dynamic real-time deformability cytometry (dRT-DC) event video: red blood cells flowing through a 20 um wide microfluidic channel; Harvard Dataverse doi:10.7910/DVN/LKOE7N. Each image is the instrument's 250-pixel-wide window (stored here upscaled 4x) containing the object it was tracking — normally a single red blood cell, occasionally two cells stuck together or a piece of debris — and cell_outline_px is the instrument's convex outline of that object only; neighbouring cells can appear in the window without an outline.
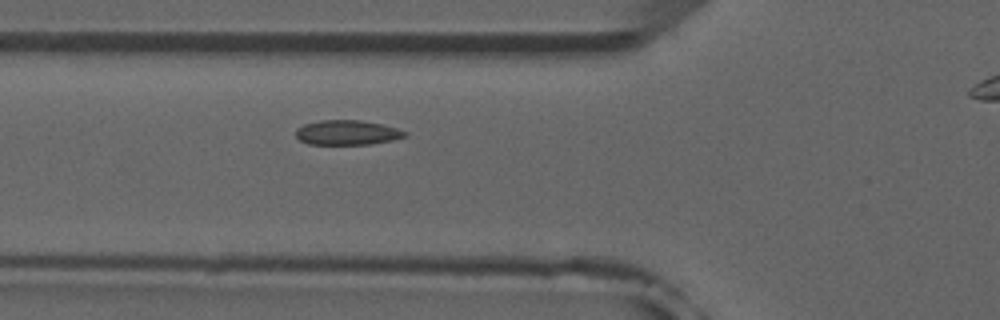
{"species": "common noctule bat (a hibernating species)", "species_latin": "Nyctalus noctula", "temperature_condition": "room temperature", "stored_images_in_passage": 5, "camera_frame_rate_fps": 3000, "um_per_image_px": 0.085, "animal": {"sex": "male", "forearm_length_mm": 52.5}, "frame": {"image": 1, "passage_image": 4, "time_ms": 3.333, "image_size_px": [1000, 320], "cell_outline_px": [[408, 136], [392, 140], [372, 144], [308, 144], [300, 140], [296, 136], [296, 128], [304, 124], [320, 120], [360, 120], [380, 124], [396, 128], [408, 132]], "centroid_in_image_um": [29.51, 11.27], "position_along_channel_um": 96.3, "area_um2": 15.72}}